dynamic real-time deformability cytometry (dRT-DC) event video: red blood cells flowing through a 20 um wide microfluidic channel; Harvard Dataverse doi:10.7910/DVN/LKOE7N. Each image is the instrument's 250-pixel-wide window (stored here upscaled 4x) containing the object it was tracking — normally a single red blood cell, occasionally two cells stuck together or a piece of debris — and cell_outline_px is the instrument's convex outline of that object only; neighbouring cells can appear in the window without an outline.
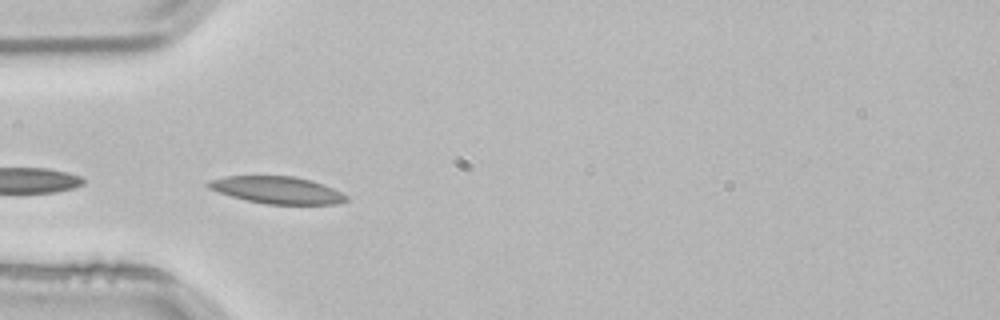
{"species": "common noctule bat (a hibernating species)", "species_latin": "Nyctalus noctula", "temperature_condition": "room temperature", "stored_images_in_passage": 4, "camera_frame_rate_fps": 3000, "um_per_image_px": 0.085, "animal": {"sex": "male", "body_mass_g": 21.5, "forearm_length_mm": 52.0}, "frame": {"image": 1, "passage_image": 4, "time_ms": 1.0, "image_size_px": [1000, 320], "cell_outline_px": [[348, 200], [336, 204], [268, 204], [244, 200], [208, 188], [204, 184], [208, 180], [224, 176], [292, 176], [312, 180], [332, 188], [348, 196]], "centroid_in_image_um": [23.52, 16.15], "position_along_channel_um": 61.5, "area_um2": 21.79}}